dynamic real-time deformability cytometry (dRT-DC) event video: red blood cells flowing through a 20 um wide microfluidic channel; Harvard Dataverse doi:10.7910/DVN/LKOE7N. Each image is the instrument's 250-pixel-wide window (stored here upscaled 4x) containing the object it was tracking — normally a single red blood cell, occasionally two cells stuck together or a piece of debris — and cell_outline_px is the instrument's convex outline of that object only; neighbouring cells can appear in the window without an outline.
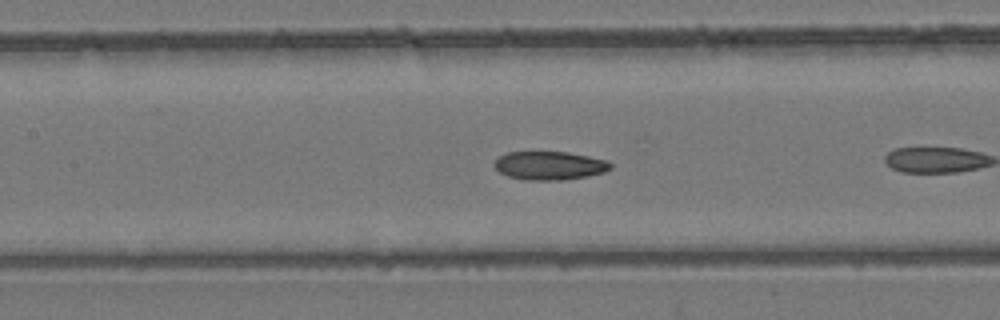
{"species": "common noctule bat (a hibernating species)", "species_latin": "Nyctalus noctula", "temperature_condition": "room temperature", "stored_images_in_passage": 13, "camera_frame_rate_fps": 3000, "um_per_image_px": 0.085, "animal": {"sex": "female", "body_mass_g": 24.6, "forearm_length_mm": 56.2}, "frame": {"image": 1, "passage_image": 8, "time_ms": 2.333, "image_size_px": [1000, 320], "cell_outline_px": [[612, 168], [604, 172], [588, 176], [564, 180], [524, 180], [508, 176], [500, 172], [492, 164], [500, 156], [508, 152], [568, 152], [608, 160], [612, 164]], "centroid_in_image_um": [46.73, 14.08], "position_along_channel_um": 160.7, "area_um2": 19.36}}
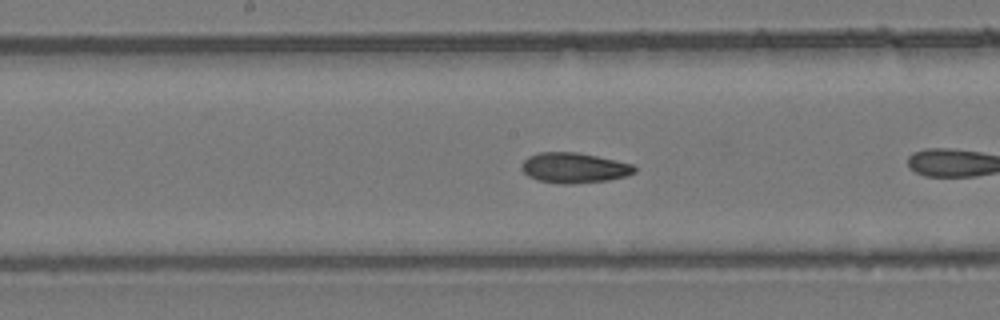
{"frame": {"image": 2, "passage_image": 11, "time_ms": 3.333, "image_size_px": [1000, 320], "cell_outline_px": [[636, 172], [628, 176], [608, 180], [572, 184], [556, 184], [536, 180], [528, 176], [520, 168], [520, 164], [528, 156], [540, 152], [576, 152], [596, 156], [632, 164], [636, 168]], "centroid_in_image_um": [48.77, 14.28], "position_along_channel_um": 199.4, "area_um2": 20.11}}